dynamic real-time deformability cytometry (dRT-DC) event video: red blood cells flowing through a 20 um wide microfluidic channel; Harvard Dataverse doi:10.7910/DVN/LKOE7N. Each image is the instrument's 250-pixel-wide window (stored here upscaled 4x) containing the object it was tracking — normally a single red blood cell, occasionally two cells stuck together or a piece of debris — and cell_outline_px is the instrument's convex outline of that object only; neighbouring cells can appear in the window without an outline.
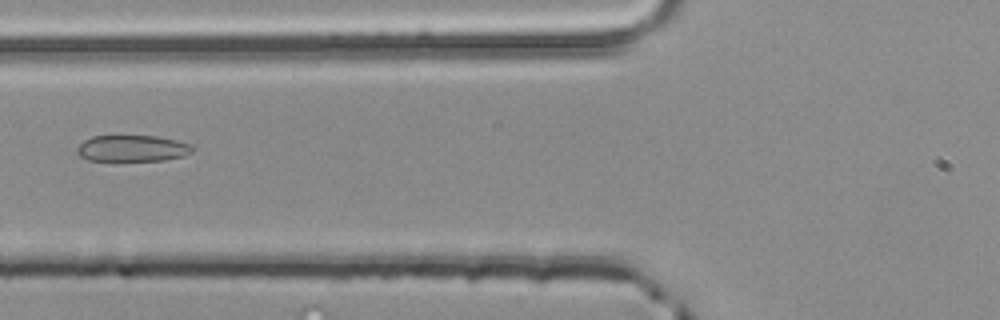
{"species": "common noctule bat (a hibernating species)", "species_latin": "Nyctalus noctula", "temperature_condition": "room temperature", "stored_images_in_passage": 3, "camera_frame_rate_fps": 3000, "um_per_image_px": 0.085, "animal": {"sex": "male", "body_mass_g": 20.4}, "frame": {"image": 1, "passage_image": 3, "time_ms": 0.667, "image_size_px": [1000, 320], "cell_outline_px": [[192, 152], [184, 156], [164, 160], [88, 160], [80, 156], [76, 152], [76, 148], [84, 140], [92, 136], [112, 132], [156, 136], [176, 140], [188, 144], [192, 148]], "centroid_in_image_um": [11.16, 12.55], "position_along_channel_um": 114.6, "area_um2": 18.44}}